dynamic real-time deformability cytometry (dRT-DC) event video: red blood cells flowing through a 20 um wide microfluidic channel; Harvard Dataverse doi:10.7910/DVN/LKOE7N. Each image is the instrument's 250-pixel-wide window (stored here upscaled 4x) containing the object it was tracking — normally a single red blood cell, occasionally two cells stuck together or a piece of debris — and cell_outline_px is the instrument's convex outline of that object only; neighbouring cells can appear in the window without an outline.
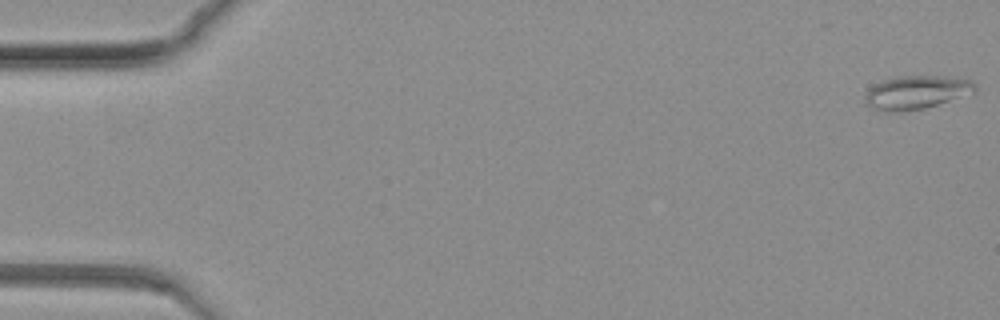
{"species": "common noctule bat (a hibernating species)", "species_latin": "Nyctalus noctula", "temperature_condition": "warm", "stored_images_in_passage": 83, "camera_frame_rate_fps": 3000, "um_per_image_px": 0.085, "animal": {"sex": "female", "body_mass_g": 19.3, "forearm_length_mm": 54.1}, "frame": {"image": 1, "passage_image": 1, "time_ms": 0.0, "image_size_px": [1000, 320], "cell_outline_px": [[976, 92], [924, 108], [896, 112], [888, 112], [872, 108], [864, 100], [864, 96], [868, 88], [884, 80], [900, 76], [944, 76], [972, 80], [976, 84]], "centroid_in_image_um": [77.89, 7.84], "position_along_channel_um": 7.1, "area_um2": 21.33}}
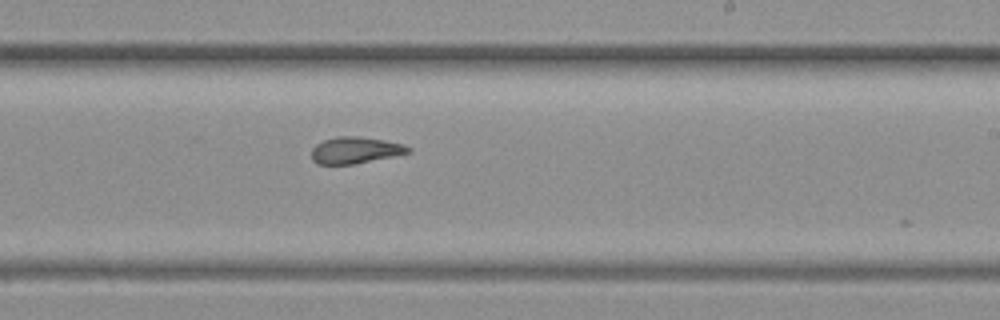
{"frame": {"image": 2, "passage_image": 50, "time_ms": 16.333, "image_size_px": [1000, 320], "cell_outline_px": [[412, 152], [352, 164], [316, 164], [312, 160], [312, 148], [316, 144], [324, 140], [336, 136], [356, 136], [384, 140], [404, 144], [412, 148]], "centroid_in_image_um": [30.19, 12.76], "position_along_channel_um": 258.8, "area_um2": 14.91}}
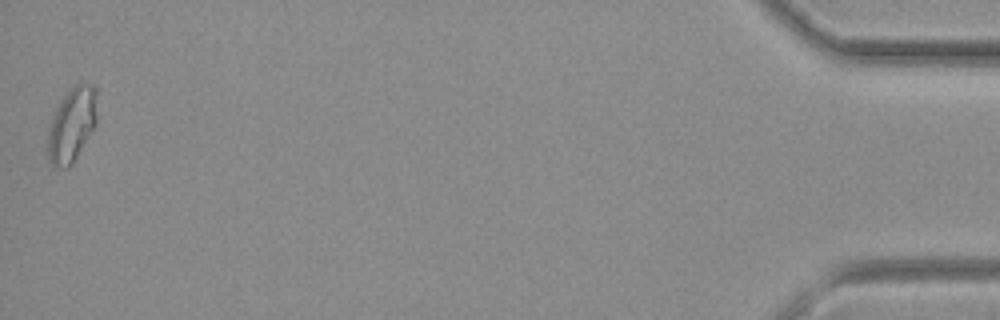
{"frame": {"image": 3, "passage_image": 82, "time_ms": 27.0, "image_size_px": [1000, 320], "cell_outline_px": [[100, 88], [96, 128], [72, 164], [68, 168], [64, 168], [52, 164], [48, 160], [48, 128], [52, 116], [56, 108], [64, 96], [76, 84], [88, 84]], "centroid_in_image_um": [6.18, 10.57], "position_along_channel_um": 429.0, "area_um2": 21.96}}